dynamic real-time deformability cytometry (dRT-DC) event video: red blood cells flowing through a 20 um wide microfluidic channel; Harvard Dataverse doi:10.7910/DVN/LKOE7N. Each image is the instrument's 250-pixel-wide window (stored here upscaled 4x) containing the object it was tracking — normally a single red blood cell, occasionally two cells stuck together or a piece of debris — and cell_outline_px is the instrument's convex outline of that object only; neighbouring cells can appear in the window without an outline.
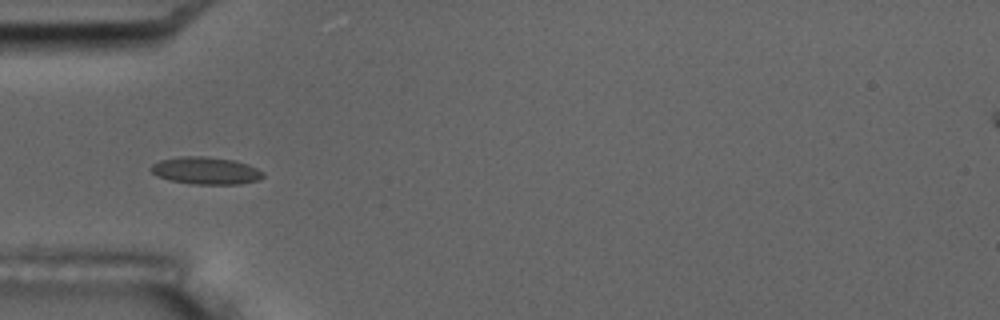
{"species": "common noctule bat (a hibernating species)", "species_latin": "Nyctalus noctula", "temperature_condition": "room temperature", "stored_images_in_passage": 5, "camera_frame_rate_fps": 3000, "um_per_image_px": 0.085, "animal": {"sex": "male", "body_mass_g": 17.5, "forearm_length_mm": 52.3}, "frame": {"image": 1, "passage_image": 3, "time_ms": 3.333, "image_size_px": [1000, 320], "cell_outline_px": [[264, 176], [256, 180], [240, 184], [192, 184], [168, 180], [156, 176], [148, 168], [152, 164], [160, 160], [180, 156], [208, 156], [232, 160], [248, 164], [264, 172]], "centroid_in_image_um": [17.44, 14.5], "position_along_channel_um": 67.6, "area_um2": 17.98}}